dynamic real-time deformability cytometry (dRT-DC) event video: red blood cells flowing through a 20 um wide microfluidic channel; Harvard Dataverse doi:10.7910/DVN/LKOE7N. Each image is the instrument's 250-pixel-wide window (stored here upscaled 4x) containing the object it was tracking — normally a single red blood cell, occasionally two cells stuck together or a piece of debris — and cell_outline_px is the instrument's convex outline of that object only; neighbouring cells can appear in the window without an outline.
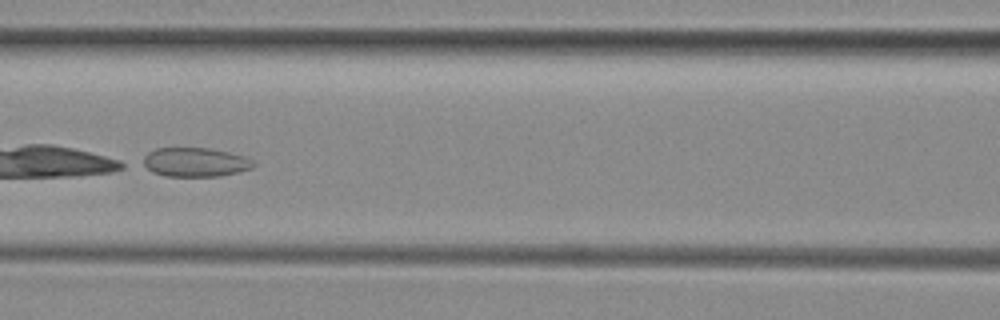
{"species": "common noctule bat (a hibernating species)", "species_latin": "Nyctalus noctula", "temperature_condition": "room temperature", "stored_images_in_passage": 40, "camera_frame_rate_fps": 3000, "um_per_image_px": 0.085, "animal": {"sex": "female", "body_mass_g": 29.2, "forearm_length_mm": 56.3}, "frame": {"image": 1, "passage_image": 12, "time_ms": 3.667, "image_size_px": [1000, 320], "cell_outline_px": [[256, 164], [252, 168], [240, 172], [220, 176], [164, 176], [152, 172], [140, 164], [144, 156], [148, 152], [156, 148], [208, 148], [228, 152], [244, 156], [256, 160]], "centroid_in_image_um": [16.59, 13.79], "position_along_channel_um": 150.0, "area_um2": 19.02}}
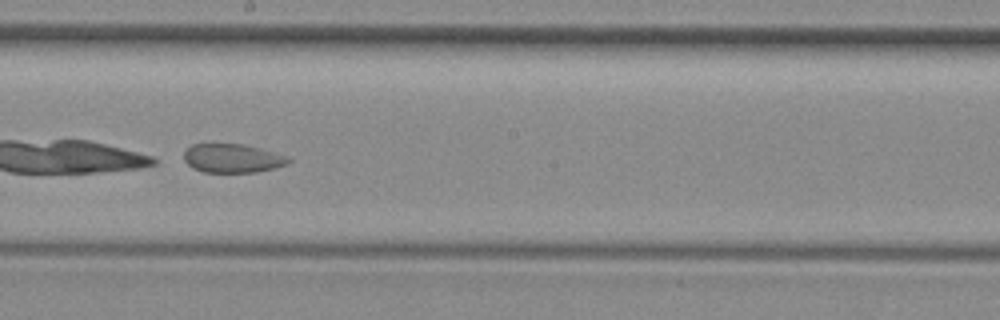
{"frame": {"image": 2, "passage_image": 18, "time_ms": 5.667, "image_size_px": [1000, 320], "cell_outline_px": [[292, 160], [288, 164], [276, 168], [256, 172], [204, 172], [192, 168], [184, 160], [184, 152], [192, 144], [244, 144], [288, 156]], "centroid_in_image_um": [19.78, 13.46], "position_along_channel_um": 228.4, "area_um2": 17.57}}